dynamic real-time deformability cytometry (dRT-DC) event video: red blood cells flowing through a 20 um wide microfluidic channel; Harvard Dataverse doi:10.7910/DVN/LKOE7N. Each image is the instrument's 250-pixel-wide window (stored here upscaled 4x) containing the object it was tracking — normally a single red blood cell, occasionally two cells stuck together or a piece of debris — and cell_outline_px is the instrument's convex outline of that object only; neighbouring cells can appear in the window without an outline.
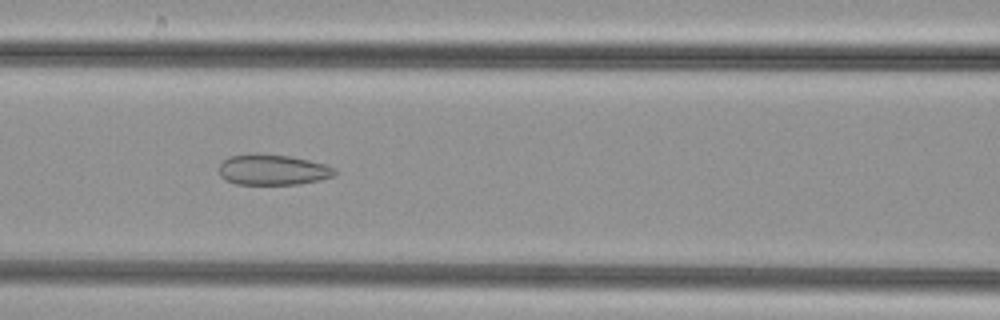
{"species": "common noctule bat (a hibernating species)", "species_latin": "Nyctalus noctula", "temperature_condition": "cold", "stored_images_in_passage": 50, "camera_frame_rate_fps": 3000, "um_per_image_px": 0.085, "animal": {"sex": "female", "body_mass_g": 29.2, "forearm_length_mm": 56.3}, "frame": {"image": 1, "passage_image": 21, "time_ms": 6.667, "image_size_px": [1000, 320], "cell_outline_px": [[336, 172], [332, 176], [320, 180], [296, 184], [236, 184], [224, 180], [220, 176], [220, 164], [228, 156], [248, 152], [256, 152], [292, 156], [324, 164], [336, 168]], "centroid_in_image_um": [23.14, 14.4], "position_along_channel_um": 143.5, "area_um2": 20.98}}
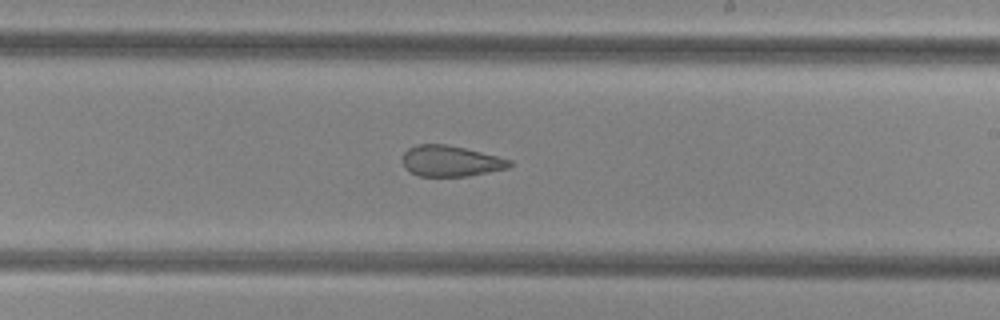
{"frame": {"image": 2, "passage_image": 29, "time_ms": 9.333, "image_size_px": [1000, 320], "cell_outline_px": [[512, 164], [508, 168], [468, 176], [420, 176], [404, 168], [400, 160], [404, 152], [408, 148], [416, 144], [444, 144], [464, 148], [512, 160]], "centroid_in_image_um": [38.25, 13.69], "position_along_channel_um": 250.7, "area_um2": 19.25}}
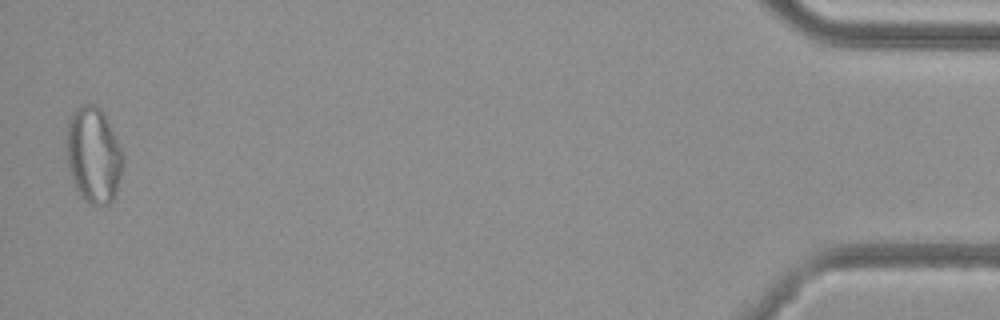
{"frame": {"image": 3, "passage_image": 49, "time_ms": 16.0, "image_size_px": [1000, 320], "cell_outline_px": [[124, 160], [116, 192], [112, 200], [108, 204], [92, 204], [84, 200], [80, 196], [76, 188], [68, 168], [68, 120], [72, 112], [80, 104], [96, 104], [104, 112], [124, 156]], "centroid_in_image_um": [7.96, 13.16], "position_along_channel_um": 427.2, "area_um2": 31.27}}